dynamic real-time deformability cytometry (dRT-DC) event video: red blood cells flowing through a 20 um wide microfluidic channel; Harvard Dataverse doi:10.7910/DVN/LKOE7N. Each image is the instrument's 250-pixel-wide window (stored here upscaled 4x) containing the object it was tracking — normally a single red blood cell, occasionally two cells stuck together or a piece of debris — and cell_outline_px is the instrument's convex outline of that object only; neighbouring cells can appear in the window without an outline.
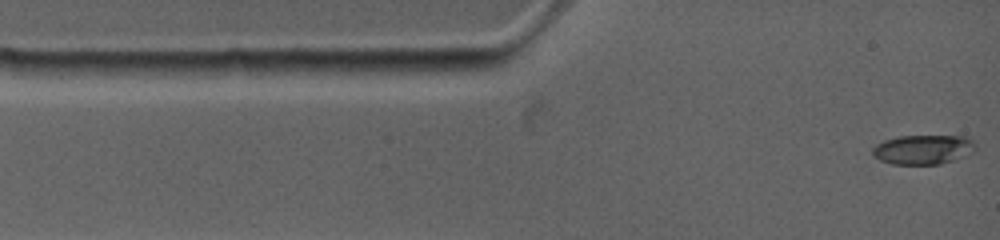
{"species": "common noctule bat (a hibernating species)", "species_latin": "Nyctalus noctula", "temperature_condition": "warm", "stored_images_in_passage": 8, "camera_frame_rate_fps": 4500, "um_per_image_px": 0.085, "animal": {"sex": "female", "body_mass_g": 19.0, "forearm_length_mm": 53.3}, "frame": {"image": 1, "passage_image": 1, "time_ms": 0.0, "image_size_px": [1000, 240], "cell_outline_px": [[976, 152], [940, 164], [892, 164], [880, 160], [872, 156], [872, 148], [876, 144], [884, 140], [900, 136], [964, 136], [972, 140], [976, 144]], "centroid_in_image_um": [78.47, 12.71], "position_along_channel_um": 6.5, "area_um2": 17.8}}
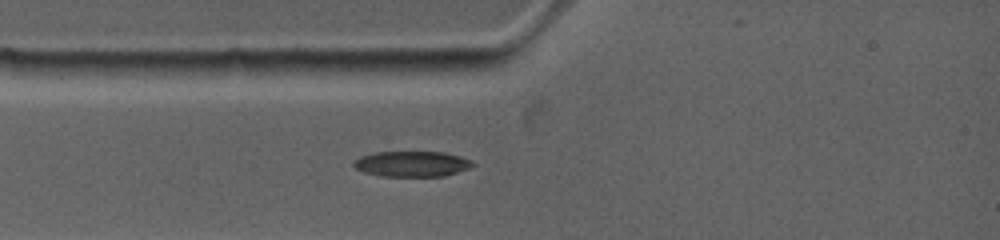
{"frame": {"image": 2, "passage_image": 7, "time_ms": 2.222, "image_size_px": [1000, 240], "cell_outline_px": [[472, 164], [468, 168], [444, 176], [380, 176], [364, 172], [356, 168], [352, 164], [356, 160], [364, 156], [376, 152], [440, 152], [460, 156], [468, 160]], "centroid_in_image_um": [34.97, 13.94], "position_along_channel_um": 50.0, "area_um2": 17.22}}